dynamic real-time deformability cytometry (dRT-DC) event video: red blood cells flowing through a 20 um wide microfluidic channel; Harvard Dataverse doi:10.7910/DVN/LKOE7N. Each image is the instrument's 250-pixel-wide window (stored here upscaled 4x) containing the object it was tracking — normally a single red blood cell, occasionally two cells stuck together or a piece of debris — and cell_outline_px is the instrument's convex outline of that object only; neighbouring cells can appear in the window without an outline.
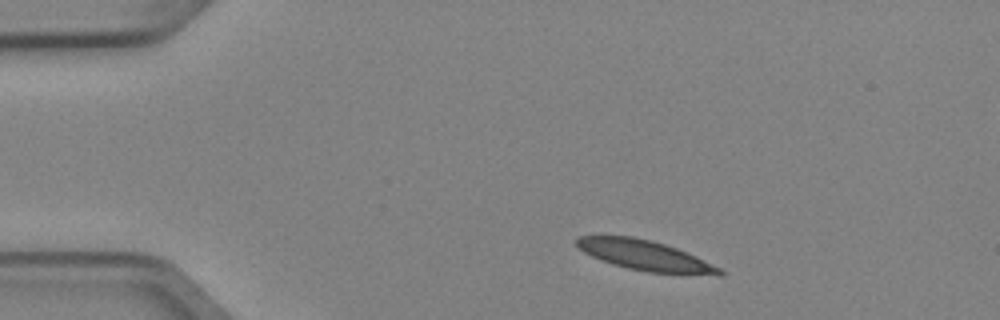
{"species": "Egyptian fruit bat (a non-hibernating species)", "species_latin": "Rousettus aegyptiacus", "temperature_condition": "cold", "stored_images_in_passage": 4, "camera_frame_rate_fps": 3000, "um_per_image_px": 0.085, "animal": {"sex": "female"}, "frame": {"image": 1, "passage_image": 1, "time_ms": 0.0, "image_size_px": [1000, 320], "cell_outline_px": [[724, 276], [720, 276], [648, 272], [628, 268], [612, 264], [592, 256], [584, 252], [576, 244], [576, 236], [632, 236], [652, 240], [676, 248], [696, 256], [720, 268], [724, 272]], "centroid_in_image_um": [54.87, 21.72], "position_along_channel_um": 30.1, "area_um2": 25.03}}
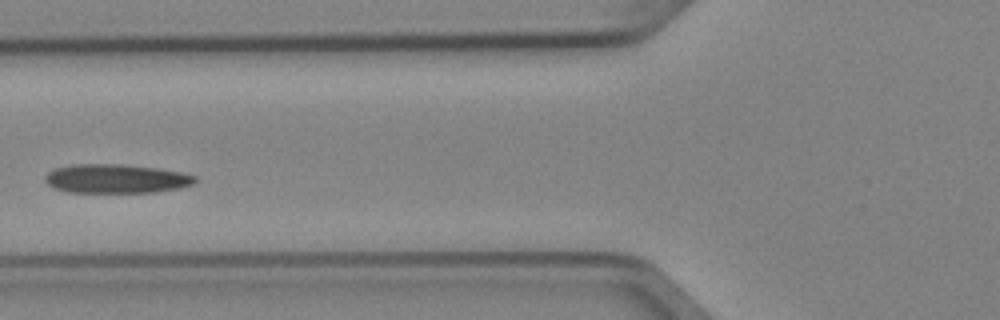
{"frame": {"image": 2, "passage_image": 4, "time_ms": 1.0, "image_size_px": [1000, 320], "cell_outline_px": [[196, 180], [192, 184], [180, 188], [156, 192], [68, 192], [52, 188], [44, 180], [44, 176], [48, 172], [56, 168], [76, 164], [120, 164], [156, 168], [180, 172], [196, 176]], "centroid_in_image_um": [9.84, 15.19], "position_along_channel_um": 116.0, "area_um2": 25.26}}